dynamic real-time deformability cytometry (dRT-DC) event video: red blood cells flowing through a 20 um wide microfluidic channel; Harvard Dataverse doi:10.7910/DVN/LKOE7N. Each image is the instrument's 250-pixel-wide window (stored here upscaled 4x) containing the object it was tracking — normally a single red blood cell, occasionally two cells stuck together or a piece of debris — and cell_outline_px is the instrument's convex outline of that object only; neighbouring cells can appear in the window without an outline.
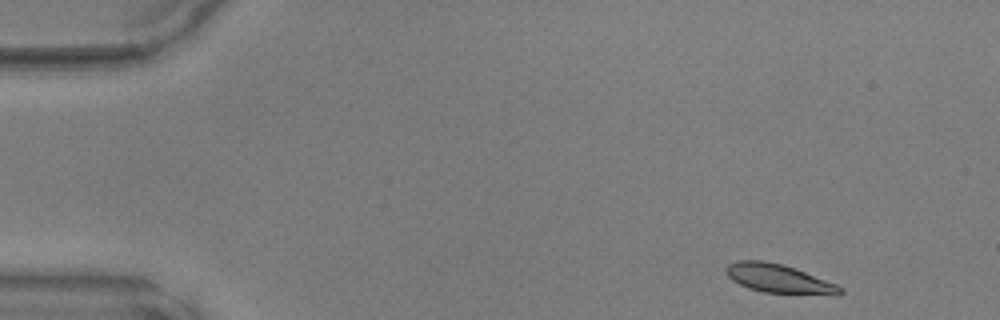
{"species": "common noctule bat (a hibernating species)", "species_latin": "Nyctalus noctula", "temperature_condition": "warm", "stored_images_in_passage": 44, "camera_frame_rate_fps": 3000, "um_per_image_px": 0.085, "animal": {"sex": "male", "body_mass_g": 17.9, "forearm_length_mm": 54.2}, "frame": {"image": 1, "passage_image": 1, "time_ms": 0.0, "image_size_px": [1000, 320], "cell_outline_px": [[844, 292], [840, 296], [832, 296], [764, 292], [748, 288], [732, 280], [728, 276], [728, 264], [736, 260], [764, 260], [780, 264], [804, 272], [836, 284], [844, 288]], "centroid_in_image_um": [66.27, 23.72], "position_along_channel_um": 18.7, "area_um2": 19.13}}
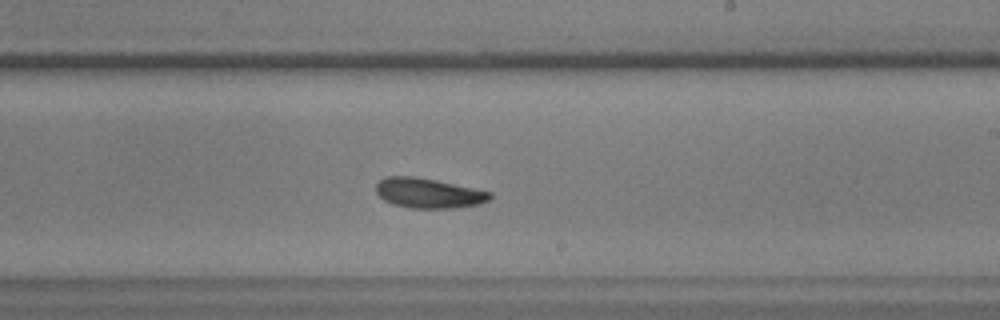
{"frame": {"image": 2, "passage_image": 25, "time_ms": 8.0, "image_size_px": [1000, 320], "cell_outline_px": [[492, 196], [488, 200], [480, 204], [452, 208], [408, 208], [392, 204], [384, 200], [376, 192], [376, 184], [384, 176], [412, 176], [436, 180], [492, 192]], "centroid_in_image_um": [36.4, 16.41], "position_along_channel_um": 252.6, "area_um2": 19.88}}
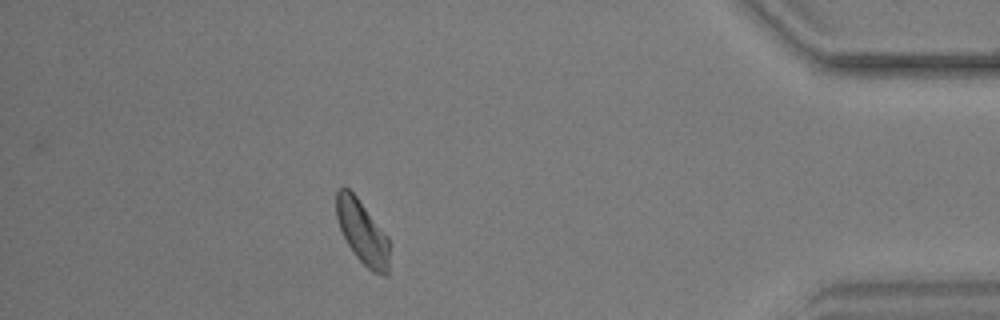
{"frame": {"image": 3, "passage_image": 39, "time_ms": 12.667, "image_size_px": [1000, 320], "cell_outline_px": [[388, 276], [384, 276], [372, 272], [356, 256], [348, 244], [340, 228], [336, 216], [336, 192], [340, 188], [348, 188], [356, 196], [388, 236]], "centroid_in_image_um": [30.8, 19.74], "position_along_channel_um": 404.4, "area_um2": 19.36}}